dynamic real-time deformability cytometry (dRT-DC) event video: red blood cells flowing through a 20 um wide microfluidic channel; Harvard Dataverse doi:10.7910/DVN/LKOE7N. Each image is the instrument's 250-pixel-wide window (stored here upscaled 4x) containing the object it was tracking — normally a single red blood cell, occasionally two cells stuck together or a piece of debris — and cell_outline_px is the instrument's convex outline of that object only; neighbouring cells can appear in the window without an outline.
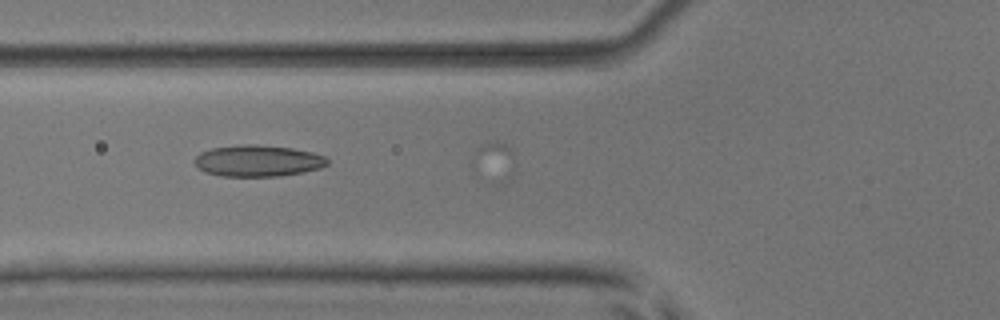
{"species": "common noctule bat (a hibernating species)", "species_latin": "Nyctalus noctula", "temperature_condition": "room temperature", "stored_images_in_passage": 6, "camera_frame_rate_fps": 3000, "um_per_image_px": 0.085, "animal": {"sex": "male", "body_mass_g": 17.9, "forearm_length_mm": 54.2}, "frame": {"image": 1, "passage_image": 5, "time_ms": 4.667, "image_size_px": [1000, 320], "cell_outline_px": [[328, 164], [320, 168], [304, 172], [276, 176], [220, 176], [204, 172], [196, 168], [196, 156], [200, 152], [212, 148], [244, 144], [256, 144], [292, 148], [312, 152], [324, 156], [328, 160]], "centroid_in_image_um": [21.91, 13.67], "position_along_channel_um": 103.9, "area_um2": 24.33}}